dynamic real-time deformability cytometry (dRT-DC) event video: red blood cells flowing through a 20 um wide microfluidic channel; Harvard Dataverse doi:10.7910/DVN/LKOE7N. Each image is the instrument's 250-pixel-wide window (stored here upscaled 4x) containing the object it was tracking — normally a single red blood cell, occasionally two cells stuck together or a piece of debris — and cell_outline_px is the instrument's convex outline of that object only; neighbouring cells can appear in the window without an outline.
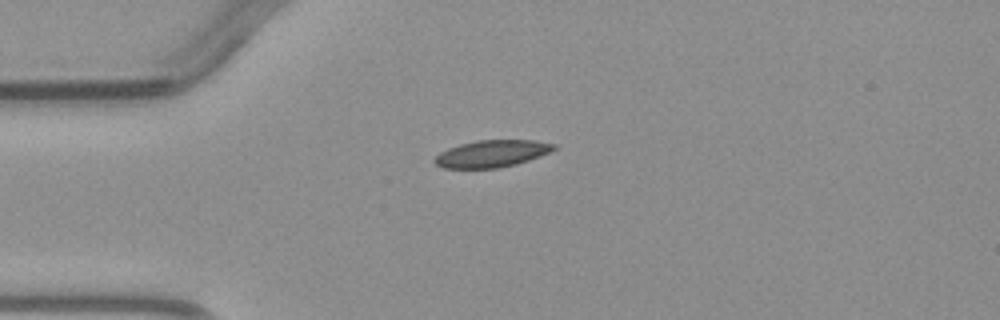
{"species": "common noctule bat (a hibernating species)", "species_latin": "Nyctalus noctula", "temperature_condition": "warm", "stored_images_in_passage": 2, "camera_frame_rate_fps": 3000, "um_per_image_px": 0.085, "animal": {"sex": "male", "body_mass_g": 23.1, "forearm_length_mm": 52.7}, "frame": {"image": 1, "passage_image": 1, "time_ms": 0.0, "image_size_px": [1000, 320], "cell_outline_px": [[556, 148], [540, 156], [516, 164], [496, 168], [444, 168], [436, 164], [432, 160], [440, 152], [448, 148], [460, 144], [476, 140], [532, 140], [556, 144]], "centroid_in_image_um": [41.78, 13.06], "position_along_channel_um": 43.2, "area_um2": 18.67}}